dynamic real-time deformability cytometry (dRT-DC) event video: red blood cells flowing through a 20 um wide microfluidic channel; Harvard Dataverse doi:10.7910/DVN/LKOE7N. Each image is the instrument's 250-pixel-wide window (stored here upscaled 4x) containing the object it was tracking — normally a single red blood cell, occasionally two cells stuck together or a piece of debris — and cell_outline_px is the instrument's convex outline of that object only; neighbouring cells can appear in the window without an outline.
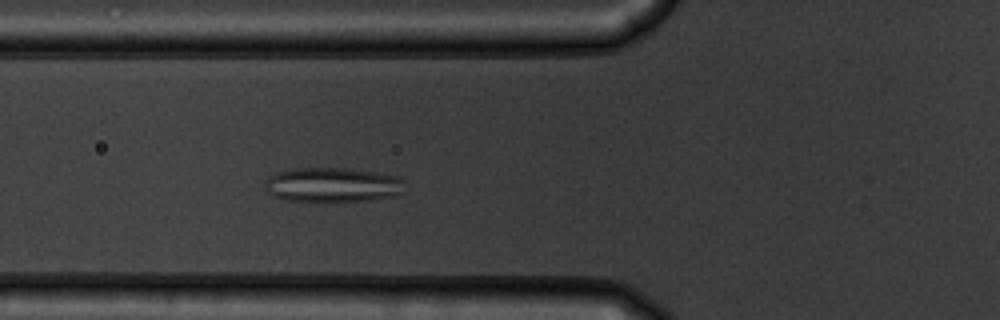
{"species": "common noctule bat (a hibernating species)", "species_latin": "Nyctalus noctula", "temperature_condition": "warm", "stored_images_in_passage": 50, "segment_of_instrument_passage": [1, 2], "camera_frame_rate_fps": 3000, "um_per_image_px": 0.085, "animal": {"sex": "male", "body_mass_g": 19.5, "forearm_length_mm": 54.6}, "frame": {"image": 1, "passage_image": 14, "time_ms": 4.333, "image_size_px": [1000, 320], "cell_outline_px": [[404, 192], [396, 196], [368, 200], [284, 200], [272, 196], [268, 192], [264, 184], [268, 176], [276, 172], [296, 168], [344, 168], [372, 172], [396, 176], [404, 180]], "centroid_in_image_um": [28.26, 15.7], "position_along_channel_um": 97.5, "area_um2": 27.92}}
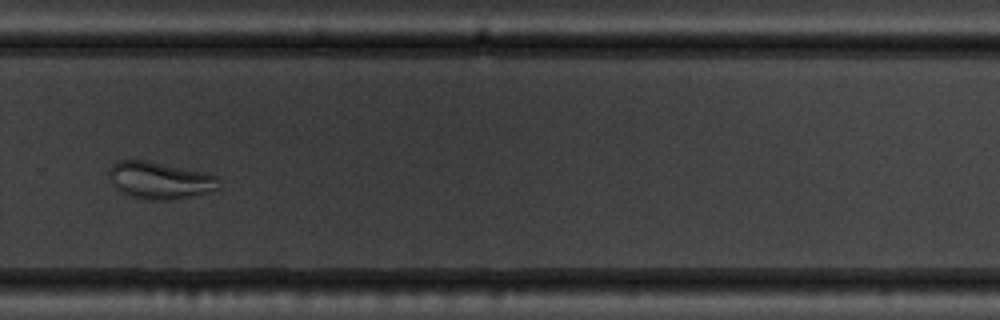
{"frame": {"image": 2, "passage_image": 32, "time_ms": 10.333, "image_size_px": [1000, 320], "cell_outline_px": [[220, 188], [216, 192], [172, 200], [144, 200], [120, 192], [112, 184], [108, 176], [108, 168], [116, 160], [144, 160], [204, 172], [216, 176], [220, 180]], "centroid_in_image_um": [13.6, 15.35], "position_along_channel_um": 316.2, "area_um2": 24.28}}
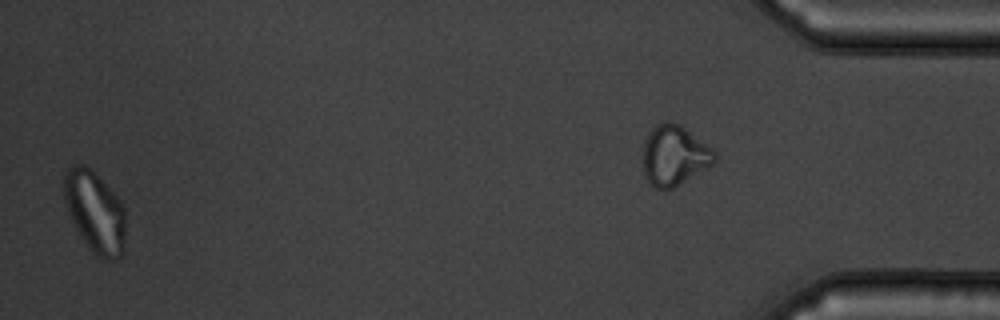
{"frame": {"image": 3, "passage_image": 48, "time_ms": 15.667, "image_size_px": [1000, 320], "cell_outline_px": [[124, 252], [116, 260], [108, 260], [96, 256], [88, 248], [80, 236], [68, 212], [64, 196], [64, 172], [72, 164], [84, 164], [120, 200], [124, 208]], "centroid_in_image_um": [8.06, 18.05], "position_along_channel_um": 427.1, "area_um2": 28.9}}